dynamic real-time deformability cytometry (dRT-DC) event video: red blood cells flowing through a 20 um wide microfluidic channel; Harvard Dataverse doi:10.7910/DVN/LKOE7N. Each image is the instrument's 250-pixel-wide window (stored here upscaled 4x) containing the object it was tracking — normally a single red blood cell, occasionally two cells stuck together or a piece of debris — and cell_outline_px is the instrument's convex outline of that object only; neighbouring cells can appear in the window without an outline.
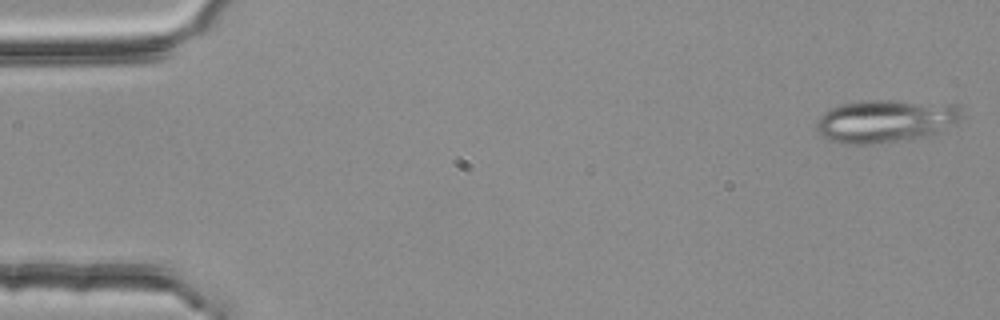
{"species": "common noctule bat (a hibernating species)", "species_latin": "Nyctalus noctula", "temperature_condition": "room temperature", "stored_images_in_passage": 4, "camera_frame_rate_fps": 3000, "um_per_image_px": 0.085, "animal": {"sex": "female", "body_mass_g": 25.1}, "frame": {"image": 1, "passage_image": 1, "time_ms": 0.0, "image_size_px": [1000, 320], "cell_outline_px": [[964, 116], [960, 120], [940, 132], [932, 136], [908, 140], [872, 144], [844, 144], [828, 140], [820, 136], [816, 132], [816, 124], [820, 116], [828, 108], [840, 104], [868, 100], [888, 100], [960, 104]], "centroid_in_image_um": [75.3, 10.29], "position_along_channel_um": 9.7, "area_um2": 37.17}}